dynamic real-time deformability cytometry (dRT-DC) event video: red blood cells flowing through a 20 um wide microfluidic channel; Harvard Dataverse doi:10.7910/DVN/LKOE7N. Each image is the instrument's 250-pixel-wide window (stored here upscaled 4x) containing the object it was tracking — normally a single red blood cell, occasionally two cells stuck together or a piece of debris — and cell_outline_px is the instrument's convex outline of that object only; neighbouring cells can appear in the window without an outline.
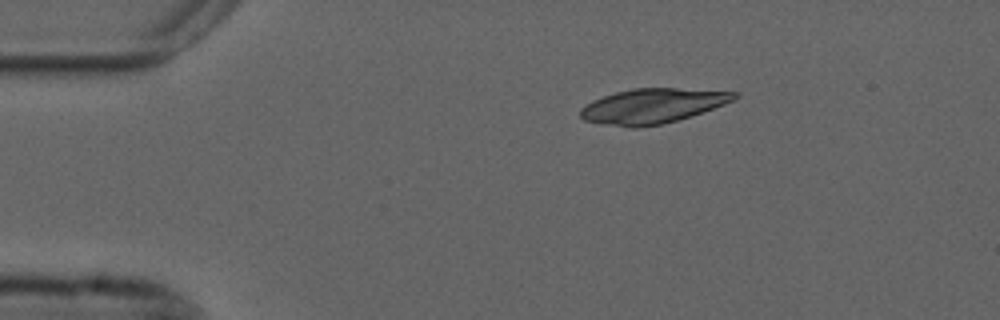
{"species": "common noctule bat (a hibernating species)", "species_latin": "Nyctalus noctula", "temperature_condition": "cold", "stored_images_in_passage": 46, "camera_frame_rate_fps": 3000, "um_per_image_px": 0.085, "animal": {"sex": "male", "forearm_length_mm": 52.5}, "frame": {"image": 1, "passage_image": 1, "time_ms": 0.0, "image_size_px": [1000, 320], "cell_outline_px": [[740, 96], [724, 104], [664, 124], [636, 128], [628, 128], [600, 124], [584, 120], [580, 116], [580, 108], [592, 100], [616, 92], [632, 88], [676, 88], [740, 92]], "centroid_in_image_um": [55.41, 9.01], "position_along_channel_um": 29.6, "area_um2": 31.21}}